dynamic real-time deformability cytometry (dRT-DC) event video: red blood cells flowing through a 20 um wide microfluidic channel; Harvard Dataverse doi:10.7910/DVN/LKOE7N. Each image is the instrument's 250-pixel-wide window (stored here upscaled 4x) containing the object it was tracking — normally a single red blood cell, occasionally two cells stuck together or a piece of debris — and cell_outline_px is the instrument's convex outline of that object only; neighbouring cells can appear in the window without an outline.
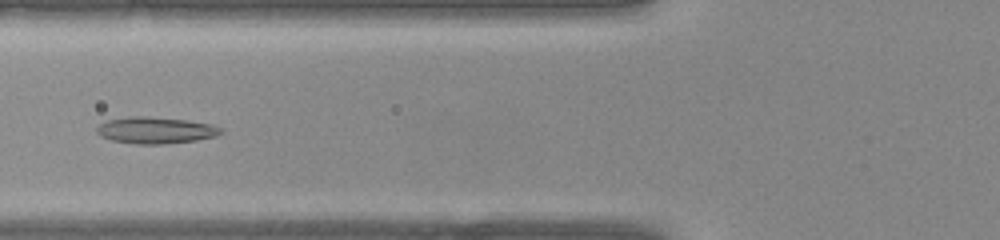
{"species": "common noctule bat (a hibernating species)", "species_latin": "Nyctalus noctula", "temperature_condition": "warm", "stored_images_in_passage": 29, "camera_frame_rate_fps": 3000, "um_per_image_px": 0.085, "animal": {"sex": "female", "body_mass_g": 22.0, "forearm_length_mm": 56.7}, "frame": {"image": 1, "passage_image": 4, "time_ms": 1.0, "image_size_px": [1000, 240], "cell_outline_px": [[224, 132], [216, 136], [196, 140], [164, 144], [136, 144], [112, 140], [100, 136], [96, 132], [96, 128], [104, 120], [132, 116], [144, 116], [188, 120], [212, 124], [224, 128]], "centroid_in_image_um": [13.24, 11.07], "position_along_channel_um": 112.6, "area_um2": 19.42}}
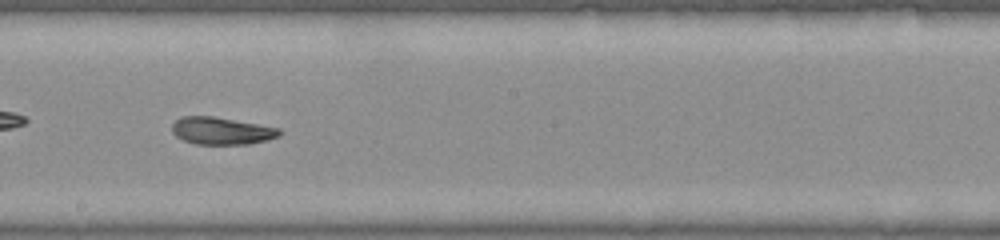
{"frame": {"image": 2, "passage_image": 11, "time_ms": 3.333, "image_size_px": [1000, 240], "cell_outline_px": [[280, 136], [268, 140], [248, 144], [196, 144], [184, 140], [176, 136], [172, 132], [172, 124], [180, 116], [212, 116], [280, 128]], "centroid_in_image_um": [18.82, 11.12], "position_along_channel_um": 229.4, "area_um2": 17.05}}
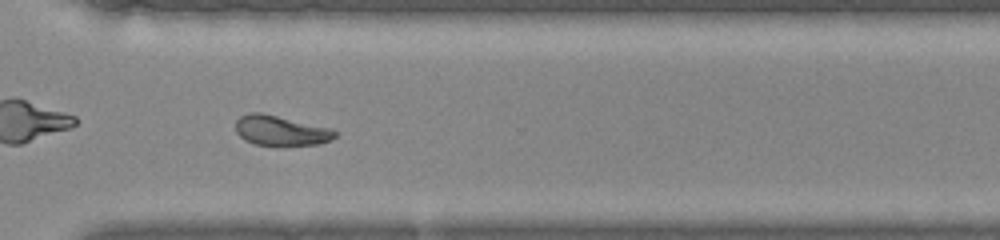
{"frame": {"image": 3, "passage_image": 18, "time_ms": 5.667, "image_size_px": [1000, 240], "cell_outline_px": [[336, 136], [332, 140], [320, 144], [280, 148], [252, 144], [244, 140], [236, 132], [236, 120], [240, 116], [248, 112], [260, 112], [332, 128], [336, 132]], "centroid_in_image_um": [23.87, 11.15], "position_along_channel_um": 346.7, "area_um2": 18.21}}